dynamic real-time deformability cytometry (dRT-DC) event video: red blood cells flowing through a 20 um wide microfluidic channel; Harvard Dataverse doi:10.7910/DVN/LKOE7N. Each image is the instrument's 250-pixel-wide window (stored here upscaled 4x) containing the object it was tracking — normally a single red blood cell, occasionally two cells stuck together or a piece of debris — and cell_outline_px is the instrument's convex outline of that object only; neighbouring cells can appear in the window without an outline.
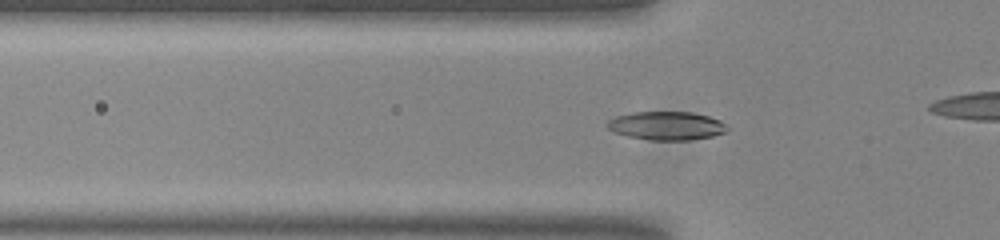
{"species": "common noctule bat (a hibernating species)", "species_latin": "Nyctalus noctula", "temperature_condition": "room temperature", "stored_images_in_passage": 43, "camera_frame_rate_fps": 3000, "um_per_image_px": 0.085, "animal": {"sex": "male", "body_mass_g": 20.0, "forearm_length_mm": 53.3}, "frame": {"image": 1, "passage_image": 17, "time_ms": 5.333, "image_size_px": [1000, 240], "cell_outline_px": [[728, 128], [724, 132], [712, 136], [688, 140], [652, 140], [628, 136], [616, 132], [608, 128], [608, 120], [616, 116], [632, 112], [692, 112], [708, 116], [720, 120], [728, 124]], "centroid_in_image_um": [56.68, 10.68], "position_along_channel_um": 69.1, "area_um2": 19.77}}
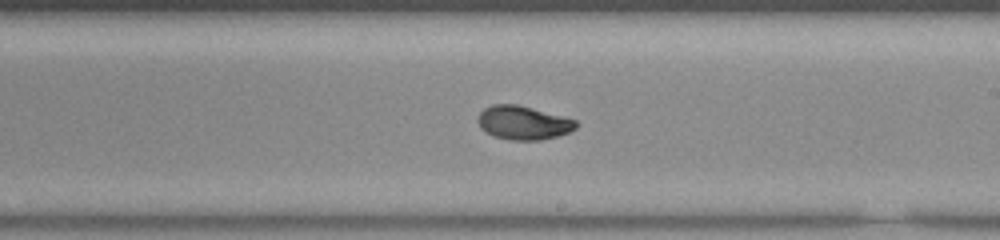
{"frame": {"image": 2, "passage_image": 31, "time_ms": 10.0, "image_size_px": [1000, 240], "cell_outline_px": [[576, 128], [568, 132], [556, 136], [540, 140], [508, 140], [492, 136], [484, 132], [480, 128], [476, 120], [480, 112], [484, 108], [492, 104], [516, 104], [532, 108], [576, 120]], "centroid_in_image_um": [44.4, 10.44], "position_along_channel_um": 244.6, "area_um2": 19.31}}
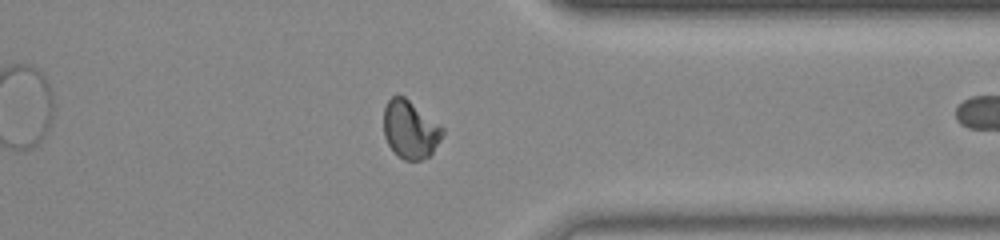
{"frame": {"image": 3, "passage_image": 42, "time_ms": 13.667, "image_size_px": [1000, 240], "cell_outline_px": [[444, 132], [440, 140], [432, 152], [428, 156], [420, 160], [404, 160], [388, 144], [384, 136], [384, 108], [388, 100], [392, 96], [404, 96], [444, 128]], "centroid_in_image_um": [34.86, 11.0], "position_along_channel_um": 376.5, "area_um2": 19.54}}